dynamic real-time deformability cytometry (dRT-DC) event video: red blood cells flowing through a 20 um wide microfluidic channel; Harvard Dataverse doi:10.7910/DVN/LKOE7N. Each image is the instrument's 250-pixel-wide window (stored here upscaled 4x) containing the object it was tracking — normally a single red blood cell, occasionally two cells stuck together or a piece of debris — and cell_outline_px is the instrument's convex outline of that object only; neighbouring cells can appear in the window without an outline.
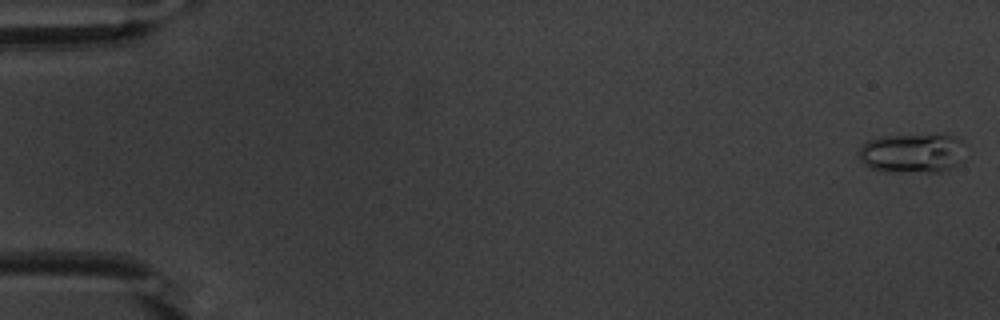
{"species": "common noctule bat (a hibernating species)", "species_latin": "Nyctalus noctula", "temperature_condition": "warm", "stored_images_in_passage": 54, "camera_frame_rate_fps": 3000, "um_per_image_px": 0.085, "animal": {"sex": "male", "body_mass_g": 20.1, "forearm_length_mm": 53.5}, "frame": {"image": 1, "passage_image": 1, "time_ms": 0.0, "image_size_px": [1000, 320], "cell_outline_px": [[964, 160], [960, 164], [952, 168], [940, 172], [884, 172], [868, 168], [860, 160], [856, 152], [868, 140], [884, 136], [940, 132], [944, 132], [956, 136], [964, 144]], "centroid_in_image_um": [77.6, 12.99], "position_along_channel_um": 7.4, "area_um2": 25.89}}
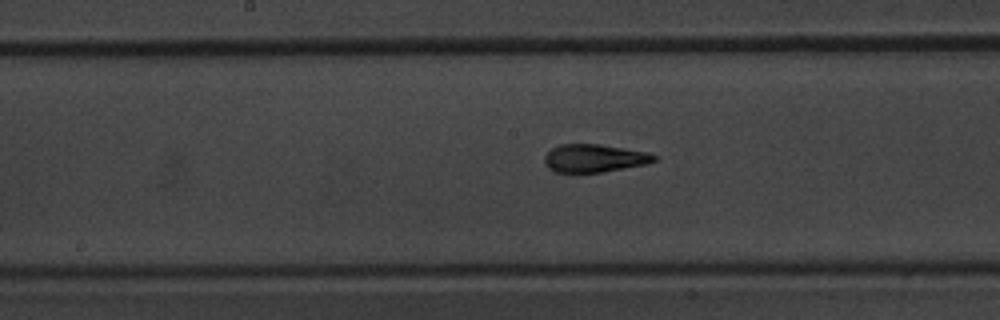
{"frame": {"image": 2, "passage_image": 28, "time_ms": 9.0, "image_size_px": [1000, 320], "cell_outline_px": [[660, 156], [656, 160], [648, 164], [600, 172], [556, 172], [548, 168], [544, 164], [544, 156], [552, 148], [560, 144], [600, 144], [648, 152]], "centroid_in_image_um": [50.54, 13.44], "position_along_channel_um": 197.7, "area_um2": 17.98}}
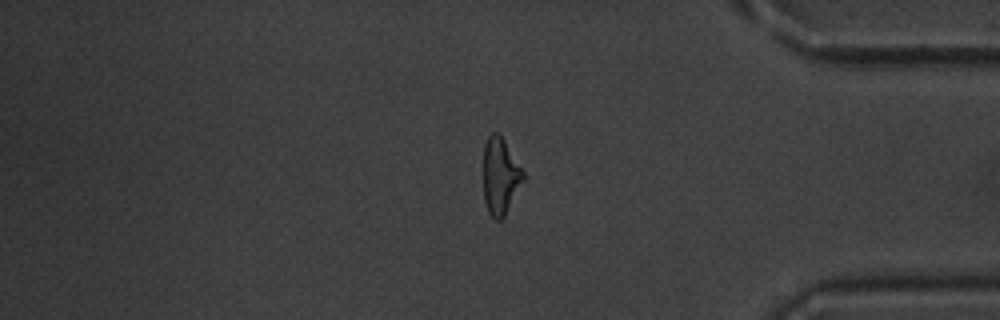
{"frame": {"image": 3, "passage_image": 45, "time_ms": 14.667, "image_size_px": [1000, 320], "cell_outline_px": [[528, 176], [504, 216], [500, 220], [496, 220], [488, 212], [484, 200], [484, 144], [488, 136], [492, 132], [496, 132], [504, 140]], "centroid_in_image_um": [42.57, 14.97], "position_along_channel_um": 392.6, "area_um2": 18.09}, "authors_computed_cell_mechanics": {"area_um2": 18.0625, "velocity_mm_per_s": 3.8225, "shape_relaxation_time_tau1_ms": 5.695, "shape_relaxation_time_tau2_ms": 1.7932, "deformation_change_tau1": 0.1948, "deformation_change_tau2": 0.093}}